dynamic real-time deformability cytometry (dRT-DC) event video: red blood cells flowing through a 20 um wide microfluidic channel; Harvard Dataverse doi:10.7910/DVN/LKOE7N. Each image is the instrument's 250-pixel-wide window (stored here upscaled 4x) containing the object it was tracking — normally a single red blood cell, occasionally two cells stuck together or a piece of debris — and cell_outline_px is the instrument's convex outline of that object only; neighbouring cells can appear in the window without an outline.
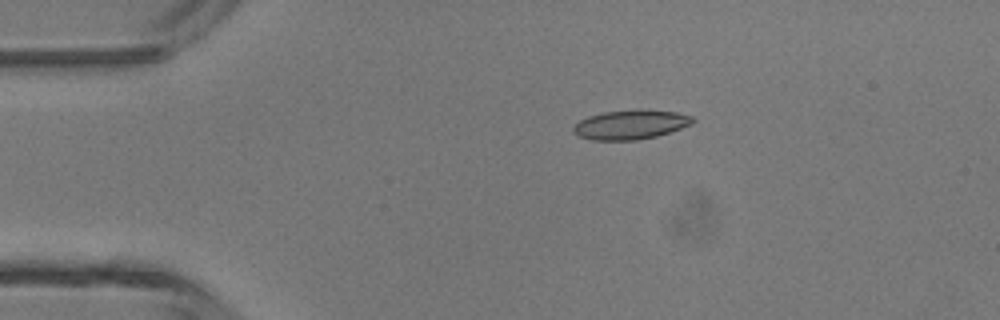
{"species": "common noctule bat (a hibernating species)", "species_latin": "Nyctalus noctula", "temperature_condition": "room temperature", "stored_images_in_passage": 4, "camera_frame_rate_fps": 3000, "um_per_image_px": 0.085, "animal": {"sex": "male", "body_mass_g": 13.3}, "frame": {"image": 1, "passage_image": 3, "time_ms": 0.667, "image_size_px": [1000, 320], "cell_outline_px": [[696, 120], [692, 124], [656, 136], [636, 140], [592, 140], [580, 136], [572, 132], [572, 128], [580, 120], [588, 116], [604, 112], [640, 108], [676, 112], [692, 116]], "centroid_in_image_um": [53.6, 10.57], "position_along_channel_um": 31.4, "area_um2": 20.52}}